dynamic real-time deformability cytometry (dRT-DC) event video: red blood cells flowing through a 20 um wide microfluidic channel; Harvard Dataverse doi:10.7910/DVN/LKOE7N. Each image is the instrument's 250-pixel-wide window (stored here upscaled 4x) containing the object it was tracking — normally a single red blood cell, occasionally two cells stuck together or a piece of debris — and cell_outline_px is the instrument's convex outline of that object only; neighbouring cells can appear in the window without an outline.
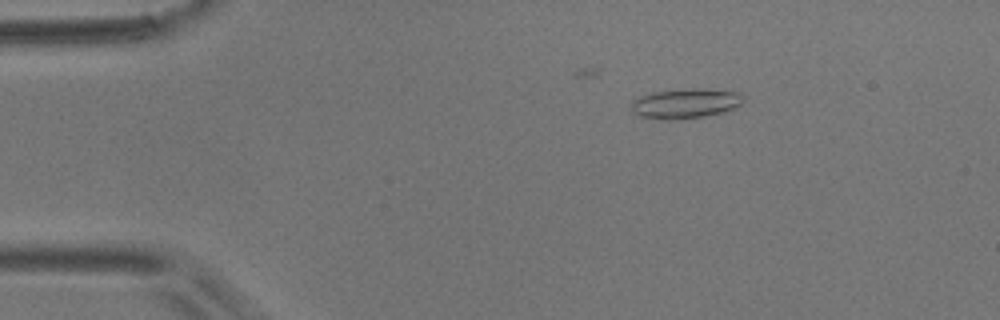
{"species": "common noctule bat (a hibernating species)", "species_latin": "Nyctalus noctula", "temperature_condition": "room temperature", "stored_images_in_passage": 3, "camera_frame_rate_fps": 3000, "um_per_image_px": 0.085, "animal": {"sex": "male", "body_mass_g": 17.9}, "frame": {"image": 1, "passage_image": 1, "time_ms": 0.0, "image_size_px": [1000, 320], "cell_outline_px": [[744, 100], [740, 104], [724, 112], [704, 116], [676, 120], [660, 120], [640, 116], [632, 112], [632, 100], [640, 96], [652, 92], [692, 88], [700, 88], [736, 92], [744, 96]], "centroid_in_image_um": [58.23, 8.8], "position_along_channel_um": 26.8, "area_um2": 19.54}}